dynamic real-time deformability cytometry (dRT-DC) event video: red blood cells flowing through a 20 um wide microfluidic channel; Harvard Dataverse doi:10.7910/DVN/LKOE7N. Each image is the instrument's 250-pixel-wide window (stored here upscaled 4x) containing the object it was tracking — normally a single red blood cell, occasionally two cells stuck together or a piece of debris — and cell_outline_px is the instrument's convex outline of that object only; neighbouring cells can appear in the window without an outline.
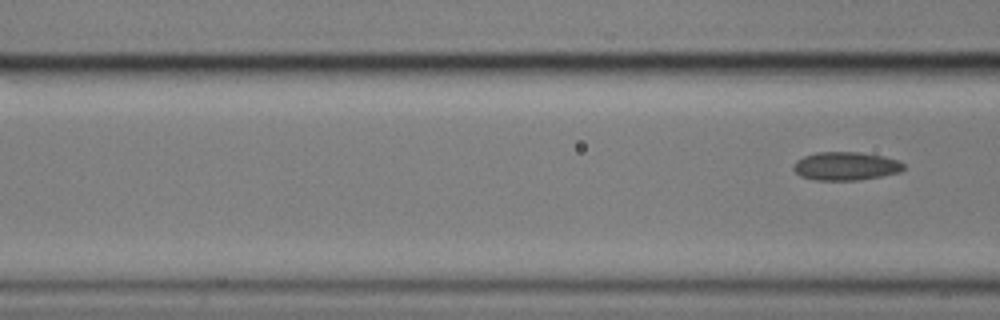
{"species": "common noctule bat (a hibernating species)", "species_latin": "Nyctalus noctula", "temperature_condition": "cold", "stored_images_in_passage": 7, "segment_of_instrument_passage": [2, 2], "camera_frame_rate_fps": 3000, "um_per_image_px": 0.085, "animal": {"sex": "male", "body_mass_g": 17.9}, "frame": {"image": 1, "passage_image": 7, "time_ms": 2.0, "image_size_px": [1000, 320], "cell_outline_px": [[904, 168], [900, 172], [860, 180], [816, 180], [800, 176], [792, 168], [796, 160], [804, 156], [816, 152], [860, 152], [884, 156], [900, 160], [904, 164]], "centroid_in_image_um": [71.89, 14.11], "position_along_channel_um": 94.7, "area_um2": 18.32}}